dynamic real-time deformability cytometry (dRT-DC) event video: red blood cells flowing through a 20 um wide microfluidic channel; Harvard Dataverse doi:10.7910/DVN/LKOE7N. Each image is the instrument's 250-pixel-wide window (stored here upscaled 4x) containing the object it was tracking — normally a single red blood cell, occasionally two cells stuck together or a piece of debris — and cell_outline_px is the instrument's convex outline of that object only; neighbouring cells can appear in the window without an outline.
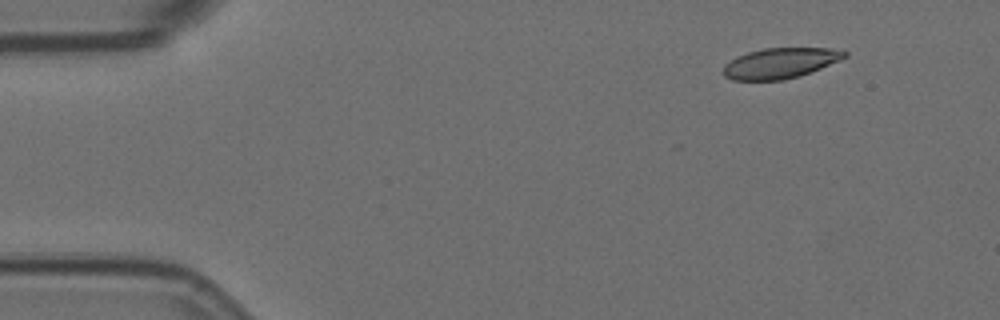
{"species": "Egyptian fruit bat (a non-hibernating species)", "species_latin": "Rousettus aegyptiacus", "temperature_condition": "room temperature", "stored_images_in_passage": 52, "camera_frame_rate_fps": 3000, "um_per_image_px": 0.085, "animal": {"sex": "female"}, "frame": {"image": 1, "passage_image": 1, "time_ms": 0.0, "image_size_px": [1000, 320], "cell_outline_px": [[848, 56], [840, 60], [800, 76], [784, 80], [732, 80], [724, 76], [724, 64], [736, 56], [748, 52], [764, 48], [828, 48], [848, 52]], "centroid_in_image_um": [66.3, 5.37], "position_along_channel_um": 18.7, "area_um2": 21.5}}
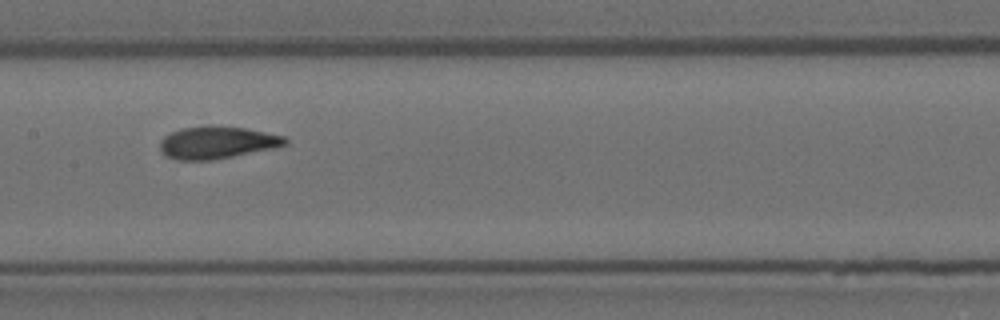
{"frame": {"image": 2, "passage_image": 23, "time_ms": 7.333, "image_size_px": [1000, 320], "cell_outline_px": [[288, 144], [276, 148], [212, 160], [180, 160], [168, 156], [160, 152], [160, 140], [164, 136], [180, 128], [244, 128], [284, 136], [288, 140]], "centroid_in_image_um": [18.47, 12.15], "position_along_channel_um": 188.9, "area_um2": 22.89}}
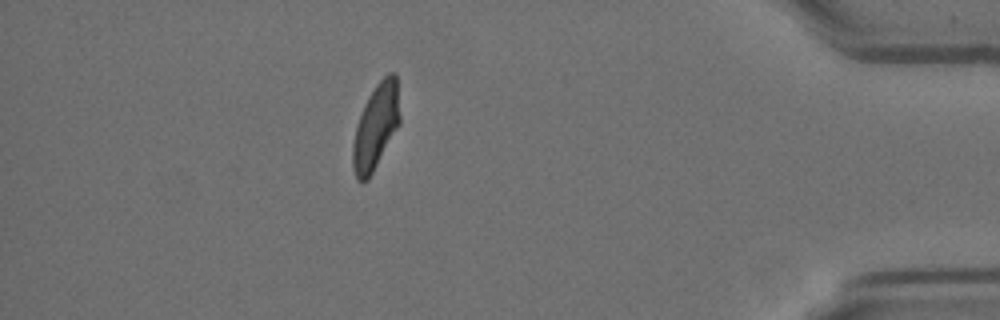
{"frame": {"image": 3, "passage_image": 45, "time_ms": 14.667, "image_size_px": [1000, 320], "cell_outline_px": [[400, 124], [368, 180], [356, 180], [352, 168], [352, 144], [356, 124], [364, 104], [368, 96], [376, 84], [388, 72], [396, 72], [400, 116]], "centroid_in_image_um": [31.94, 10.75], "position_along_channel_um": 403.3, "area_um2": 23.58}, "authors_computed_cell_mechanics": {"area_um2": 23.5246, "velocity_mm_per_s": 3.563, "shape_relaxation_time_tau1_ms": 4.7333, "shape_relaxation_time_tau2_ms": 1.0013, "deformation_change_tau1": 0.1525, "deformation_change_tau2": 0.071}}